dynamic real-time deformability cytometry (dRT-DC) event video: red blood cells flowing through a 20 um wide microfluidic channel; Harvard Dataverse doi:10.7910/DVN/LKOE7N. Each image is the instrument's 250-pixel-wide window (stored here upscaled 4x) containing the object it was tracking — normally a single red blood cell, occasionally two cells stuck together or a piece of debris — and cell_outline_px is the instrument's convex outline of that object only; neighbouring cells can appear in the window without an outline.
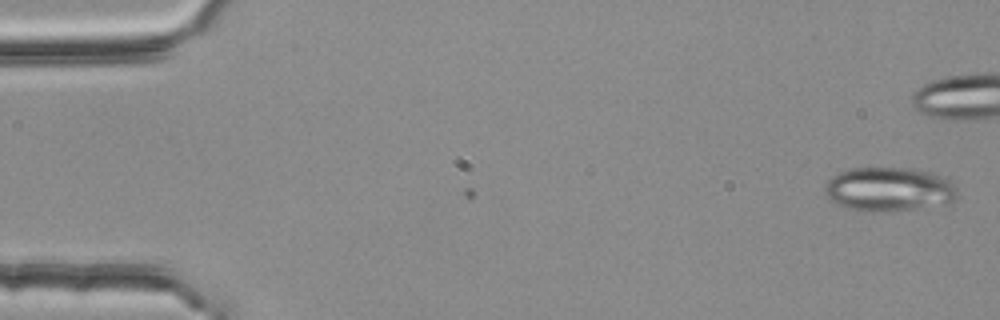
{"species": "common noctule bat (a hibernating species)", "species_latin": "Nyctalus noctula", "temperature_condition": "room temperature", "stored_images_in_passage": 2, "camera_frame_rate_fps": 3000, "um_per_image_px": 0.085, "animal": {"sex": "female", "body_mass_g": 25.1}, "frame": {"image": 1, "passage_image": 2, "time_ms": 0.333, "image_size_px": [1000, 320], "cell_outline_px": [[960, 196], [948, 204], [884, 212], [864, 212], [848, 208], [836, 204], [824, 192], [824, 184], [832, 176], [840, 172], [852, 168], [912, 168], [932, 172], [948, 180], [956, 188]], "centroid_in_image_um": [75.57, 16.1], "position_along_channel_um": 9.4, "area_um2": 34.33}}